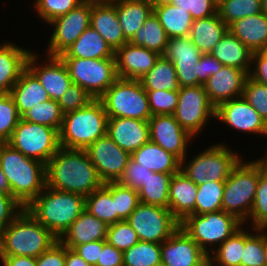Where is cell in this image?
Returning <instances> with one entry per match:
<instances>
[{"label": "cell", "mask_w": 267, "mask_h": 266, "mask_svg": "<svg viewBox=\"0 0 267 266\" xmlns=\"http://www.w3.org/2000/svg\"><path fill=\"white\" fill-rule=\"evenodd\" d=\"M103 184L85 149L60 147L46 164V186L52 189L86 197Z\"/></svg>", "instance_id": "6da1fadb"}, {"label": "cell", "mask_w": 267, "mask_h": 266, "mask_svg": "<svg viewBox=\"0 0 267 266\" xmlns=\"http://www.w3.org/2000/svg\"><path fill=\"white\" fill-rule=\"evenodd\" d=\"M0 168L10 194L26 208L46 187V165L24 156L7 142H0Z\"/></svg>", "instance_id": "7a4b0ae2"}, {"label": "cell", "mask_w": 267, "mask_h": 266, "mask_svg": "<svg viewBox=\"0 0 267 266\" xmlns=\"http://www.w3.org/2000/svg\"><path fill=\"white\" fill-rule=\"evenodd\" d=\"M25 209L60 239L85 210V197L46 186Z\"/></svg>", "instance_id": "3957f363"}, {"label": "cell", "mask_w": 267, "mask_h": 266, "mask_svg": "<svg viewBox=\"0 0 267 266\" xmlns=\"http://www.w3.org/2000/svg\"><path fill=\"white\" fill-rule=\"evenodd\" d=\"M58 240L24 208L0 235V256L37 258Z\"/></svg>", "instance_id": "277c9868"}, {"label": "cell", "mask_w": 267, "mask_h": 266, "mask_svg": "<svg viewBox=\"0 0 267 266\" xmlns=\"http://www.w3.org/2000/svg\"><path fill=\"white\" fill-rule=\"evenodd\" d=\"M108 116L100 99L63 115L59 131L60 147L86 149L98 138L107 135Z\"/></svg>", "instance_id": "5b68a950"}, {"label": "cell", "mask_w": 267, "mask_h": 266, "mask_svg": "<svg viewBox=\"0 0 267 266\" xmlns=\"http://www.w3.org/2000/svg\"><path fill=\"white\" fill-rule=\"evenodd\" d=\"M260 178V162L257 160L238 164L225 180L222 210L234 215L244 224L254 204Z\"/></svg>", "instance_id": "8992f818"}, {"label": "cell", "mask_w": 267, "mask_h": 266, "mask_svg": "<svg viewBox=\"0 0 267 266\" xmlns=\"http://www.w3.org/2000/svg\"><path fill=\"white\" fill-rule=\"evenodd\" d=\"M99 99L108 117L148 121L152 116L146 90L139 80L117 78Z\"/></svg>", "instance_id": "52a82bcc"}, {"label": "cell", "mask_w": 267, "mask_h": 266, "mask_svg": "<svg viewBox=\"0 0 267 266\" xmlns=\"http://www.w3.org/2000/svg\"><path fill=\"white\" fill-rule=\"evenodd\" d=\"M242 224L234 215L221 210L205 214H190L180 226L210 256L207 244H222L240 229Z\"/></svg>", "instance_id": "ba28073f"}, {"label": "cell", "mask_w": 267, "mask_h": 266, "mask_svg": "<svg viewBox=\"0 0 267 266\" xmlns=\"http://www.w3.org/2000/svg\"><path fill=\"white\" fill-rule=\"evenodd\" d=\"M7 143L46 165L60 148L59 131L21 118Z\"/></svg>", "instance_id": "9c48e42d"}, {"label": "cell", "mask_w": 267, "mask_h": 266, "mask_svg": "<svg viewBox=\"0 0 267 266\" xmlns=\"http://www.w3.org/2000/svg\"><path fill=\"white\" fill-rule=\"evenodd\" d=\"M72 83L81 86L92 98L99 99L116 81L115 58H61Z\"/></svg>", "instance_id": "30bf717a"}, {"label": "cell", "mask_w": 267, "mask_h": 266, "mask_svg": "<svg viewBox=\"0 0 267 266\" xmlns=\"http://www.w3.org/2000/svg\"><path fill=\"white\" fill-rule=\"evenodd\" d=\"M223 144L209 147L196 156L182 171L196 185L210 181H225L241 158Z\"/></svg>", "instance_id": "8fae6325"}, {"label": "cell", "mask_w": 267, "mask_h": 266, "mask_svg": "<svg viewBox=\"0 0 267 266\" xmlns=\"http://www.w3.org/2000/svg\"><path fill=\"white\" fill-rule=\"evenodd\" d=\"M143 242L161 244L181 225L169 208L158 205L139 203L127 219Z\"/></svg>", "instance_id": "7c38bea8"}, {"label": "cell", "mask_w": 267, "mask_h": 266, "mask_svg": "<svg viewBox=\"0 0 267 266\" xmlns=\"http://www.w3.org/2000/svg\"><path fill=\"white\" fill-rule=\"evenodd\" d=\"M215 106L210 102L203 85L180 87L175 119L191 136L198 134L208 118H215Z\"/></svg>", "instance_id": "4fadbf2b"}, {"label": "cell", "mask_w": 267, "mask_h": 266, "mask_svg": "<svg viewBox=\"0 0 267 266\" xmlns=\"http://www.w3.org/2000/svg\"><path fill=\"white\" fill-rule=\"evenodd\" d=\"M91 0H84L67 14L61 15L48 24L55 30L49 40L47 56H60L90 26Z\"/></svg>", "instance_id": "5bb4252c"}, {"label": "cell", "mask_w": 267, "mask_h": 266, "mask_svg": "<svg viewBox=\"0 0 267 266\" xmlns=\"http://www.w3.org/2000/svg\"><path fill=\"white\" fill-rule=\"evenodd\" d=\"M85 151L103 183L118 182L131 154L121 149L108 135L98 138Z\"/></svg>", "instance_id": "9a60e30c"}, {"label": "cell", "mask_w": 267, "mask_h": 266, "mask_svg": "<svg viewBox=\"0 0 267 266\" xmlns=\"http://www.w3.org/2000/svg\"><path fill=\"white\" fill-rule=\"evenodd\" d=\"M148 124L150 141L175 155L183 165L188 142L193 136L182 128L174 115H153L149 118Z\"/></svg>", "instance_id": "2e32d148"}, {"label": "cell", "mask_w": 267, "mask_h": 266, "mask_svg": "<svg viewBox=\"0 0 267 266\" xmlns=\"http://www.w3.org/2000/svg\"><path fill=\"white\" fill-rule=\"evenodd\" d=\"M202 53L189 38H169L164 57L175 66L180 87L198 86L199 59Z\"/></svg>", "instance_id": "e0dca14e"}, {"label": "cell", "mask_w": 267, "mask_h": 266, "mask_svg": "<svg viewBox=\"0 0 267 266\" xmlns=\"http://www.w3.org/2000/svg\"><path fill=\"white\" fill-rule=\"evenodd\" d=\"M215 118L227 123L238 131L264 134L267 136V123L243 96L225 101L215 109Z\"/></svg>", "instance_id": "ac0fdd59"}, {"label": "cell", "mask_w": 267, "mask_h": 266, "mask_svg": "<svg viewBox=\"0 0 267 266\" xmlns=\"http://www.w3.org/2000/svg\"><path fill=\"white\" fill-rule=\"evenodd\" d=\"M207 257L181 226L161 243L162 266H198Z\"/></svg>", "instance_id": "d6986e66"}, {"label": "cell", "mask_w": 267, "mask_h": 266, "mask_svg": "<svg viewBox=\"0 0 267 266\" xmlns=\"http://www.w3.org/2000/svg\"><path fill=\"white\" fill-rule=\"evenodd\" d=\"M32 53L31 51L28 56L26 68L38 79L49 98L58 101L72 84L65 63L59 56H47L50 63L42 67L36 66L37 55Z\"/></svg>", "instance_id": "ffe728a7"}, {"label": "cell", "mask_w": 267, "mask_h": 266, "mask_svg": "<svg viewBox=\"0 0 267 266\" xmlns=\"http://www.w3.org/2000/svg\"><path fill=\"white\" fill-rule=\"evenodd\" d=\"M161 55L127 42L115 50L118 78L139 80L155 65Z\"/></svg>", "instance_id": "44dd1931"}, {"label": "cell", "mask_w": 267, "mask_h": 266, "mask_svg": "<svg viewBox=\"0 0 267 266\" xmlns=\"http://www.w3.org/2000/svg\"><path fill=\"white\" fill-rule=\"evenodd\" d=\"M248 76L241 69L223 66L217 73L208 78L203 87L210 102L216 108L225 101L241 97Z\"/></svg>", "instance_id": "7402d4cb"}, {"label": "cell", "mask_w": 267, "mask_h": 266, "mask_svg": "<svg viewBox=\"0 0 267 266\" xmlns=\"http://www.w3.org/2000/svg\"><path fill=\"white\" fill-rule=\"evenodd\" d=\"M107 135L130 154L150 141L148 121L108 117Z\"/></svg>", "instance_id": "603a6c76"}, {"label": "cell", "mask_w": 267, "mask_h": 266, "mask_svg": "<svg viewBox=\"0 0 267 266\" xmlns=\"http://www.w3.org/2000/svg\"><path fill=\"white\" fill-rule=\"evenodd\" d=\"M90 26L104 38L114 51L129 42L124 37L117 17L116 0H91Z\"/></svg>", "instance_id": "cb8c5ba5"}, {"label": "cell", "mask_w": 267, "mask_h": 266, "mask_svg": "<svg viewBox=\"0 0 267 266\" xmlns=\"http://www.w3.org/2000/svg\"><path fill=\"white\" fill-rule=\"evenodd\" d=\"M197 185L182 171L173 174L169 184L168 208L182 222L195 209Z\"/></svg>", "instance_id": "d4e9b609"}, {"label": "cell", "mask_w": 267, "mask_h": 266, "mask_svg": "<svg viewBox=\"0 0 267 266\" xmlns=\"http://www.w3.org/2000/svg\"><path fill=\"white\" fill-rule=\"evenodd\" d=\"M108 225L84 210L59 239L67 248L92 241L106 240Z\"/></svg>", "instance_id": "484cf974"}, {"label": "cell", "mask_w": 267, "mask_h": 266, "mask_svg": "<svg viewBox=\"0 0 267 266\" xmlns=\"http://www.w3.org/2000/svg\"><path fill=\"white\" fill-rule=\"evenodd\" d=\"M30 53L29 50L10 42L0 45V94L11 92L21 73L26 69Z\"/></svg>", "instance_id": "4316f807"}, {"label": "cell", "mask_w": 267, "mask_h": 266, "mask_svg": "<svg viewBox=\"0 0 267 266\" xmlns=\"http://www.w3.org/2000/svg\"><path fill=\"white\" fill-rule=\"evenodd\" d=\"M228 30L252 52L267 46V16L263 12L234 21Z\"/></svg>", "instance_id": "83f0119b"}, {"label": "cell", "mask_w": 267, "mask_h": 266, "mask_svg": "<svg viewBox=\"0 0 267 266\" xmlns=\"http://www.w3.org/2000/svg\"><path fill=\"white\" fill-rule=\"evenodd\" d=\"M211 54L224 66H230L250 73L253 52L229 30L214 46Z\"/></svg>", "instance_id": "f1b7e54d"}, {"label": "cell", "mask_w": 267, "mask_h": 266, "mask_svg": "<svg viewBox=\"0 0 267 266\" xmlns=\"http://www.w3.org/2000/svg\"><path fill=\"white\" fill-rule=\"evenodd\" d=\"M115 51L104 38L89 26L60 58L103 59L115 58Z\"/></svg>", "instance_id": "f546056e"}, {"label": "cell", "mask_w": 267, "mask_h": 266, "mask_svg": "<svg viewBox=\"0 0 267 266\" xmlns=\"http://www.w3.org/2000/svg\"><path fill=\"white\" fill-rule=\"evenodd\" d=\"M131 158L152 172L175 174L180 171L181 161L161 146L151 141L131 153Z\"/></svg>", "instance_id": "4dcf8cb0"}, {"label": "cell", "mask_w": 267, "mask_h": 266, "mask_svg": "<svg viewBox=\"0 0 267 266\" xmlns=\"http://www.w3.org/2000/svg\"><path fill=\"white\" fill-rule=\"evenodd\" d=\"M10 94L21 117L36 104L50 99L38 79L27 68L21 73Z\"/></svg>", "instance_id": "1f68e13d"}, {"label": "cell", "mask_w": 267, "mask_h": 266, "mask_svg": "<svg viewBox=\"0 0 267 266\" xmlns=\"http://www.w3.org/2000/svg\"><path fill=\"white\" fill-rule=\"evenodd\" d=\"M227 31L228 26L216 13L208 18L193 20L189 38L202 54L211 53Z\"/></svg>", "instance_id": "d6a6232c"}, {"label": "cell", "mask_w": 267, "mask_h": 266, "mask_svg": "<svg viewBox=\"0 0 267 266\" xmlns=\"http://www.w3.org/2000/svg\"><path fill=\"white\" fill-rule=\"evenodd\" d=\"M117 17L124 37L130 41L153 12L149 0H116Z\"/></svg>", "instance_id": "836d02e7"}, {"label": "cell", "mask_w": 267, "mask_h": 266, "mask_svg": "<svg viewBox=\"0 0 267 266\" xmlns=\"http://www.w3.org/2000/svg\"><path fill=\"white\" fill-rule=\"evenodd\" d=\"M153 12L169 38L189 36L193 23L189 12L172 4L154 6Z\"/></svg>", "instance_id": "e575fe53"}, {"label": "cell", "mask_w": 267, "mask_h": 266, "mask_svg": "<svg viewBox=\"0 0 267 266\" xmlns=\"http://www.w3.org/2000/svg\"><path fill=\"white\" fill-rule=\"evenodd\" d=\"M168 40L169 37L167 36L166 31L160 24L158 17L152 12L143 26L139 28L129 42L133 45L147 48L148 50L163 56Z\"/></svg>", "instance_id": "d590c367"}, {"label": "cell", "mask_w": 267, "mask_h": 266, "mask_svg": "<svg viewBox=\"0 0 267 266\" xmlns=\"http://www.w3.org/2000/svg\"><path fill=\"white\" fill-rule=\"evenodd\" d=\"M85 210L108 226L117 222V212L112 200V182L104 183L85 197Z\"/></svg>", "instance_id": "8d00e7d4"}, {"label": "cell", "mask_w": 267, "mask_h": 266, "mask_svg": "<svg viewBox=\"0 0 267 266\" xmlns=\"http://www.w3.org/2000/svg\"><path fill=\"white\" fill-rule=\"evenodd\" d=\"M145 90H179L175 66L164 56H160L155 65L139 79Z\"/></svg>", "instance_id": "74e56055"}, {"label": "cell", "mask_w": 267, "mask_h": 266, "mask_svg": "<svg viewBox=\"0 0 267 266\" xmlns=\"http://www.w3.org/2000/svg\"><path fill=\"white\" fill-rule=\"evenodd\" d=\"M172 176L160 172L150 173L138 190L140 202L168 208L169 184Z\"/></svg>", "instance_id": "f35d334b"}, {"label": "cell", "mask_w": 267, "mask_h": 266, "mask_svg": "<svg viewBox=\"0 0 267 266\" xmlns=\"http://www.w3.org/2000/svg\"><path fill=\"white\" fill-rule=\"evenodd\" d=\"M225 181H210L197 185L195 209L191 214H205L222 210Z\"/></svg>", "instance_id": "ab89813d"}, {"label": "cell", "mask_w": 267, "mask_h": 266, "mask_svg": "<svg viewBox=\"0 0 267 266\" xmlns=\"http://www.w3.org/2000/svg\"><path fill=\"white\" fill-rule=\"evenodd\" d=\"M123 266H161V244L138 241L123 252Z\"/></svg>", "instance_id": "60d3db41"}, {"label": "cell", "mask_w": 267, "mask_h": 266, "mask_svg": "<svg viewBox=\"0 0 267 266\" xmlns=\"http://www.w3.org/2000/svg\"><path fill=\"white\" fill-rule=\"evenodd\" d=\"M261 12V0H220L217 5V13L227 26L238 19Z\"/></svg>", "instance_id": "b9f144b4"}, {"label": "cell", "mask_w": 267, "mask_h": 266, "mask_svg": "<svg viewBox=\"0 0 267 266\" xmlns=\"http://www.w3.org/2000/svg\"><path fill=\"white\" fill-rule=\"evenodd\" d=\"M63 115L58 101L49 99L33 106L22 116V119L32 123L49 126L60 131Z\"/></svg>", "instance_id": "7bdbcfd3"}, {"label": "cell", "mask_w": 267, "mask_h": 266, "mask_svg": "<svg viewBox=\"0 0 267 266\" xmlns=\"http://www.w3.org/2000/svg\"><path fill=\"white\" fill-rule=\"evenodd\" d=\"M260 162V178L256 189L254 204L249 214L253 229H267V155L258 159Z\"/></svg>", "instance_id": "ee69618b"}, {"label": "cell", "mask_w": 267, "mask_h": 266, "mask_svg": "<svg viewBox=\"0 0 267 266\" xmlns=\"http://www.w3.org/2000/svg\"><path fill=\"white\" fill-rule=\"evenodd\" d=\"M244 250V230L238 229L230 238L219 245L217 250L211 249L214 256H210L219 266H240Z\"/></svg>", "instance_id": "f6af8a7d"}, {"label": "cell", "mask_w": 267, "mask_h": 266, "mask_svg": "<svg viewBox=\"0 0 267 266\" xmlns=\"http://www.w3.org/2000/svg\"><path fill=\"white\" fill-rule=\"evenodd\" d=\"M256 232L257 234L252 235L244 230V250L240 266H266L265 229H257Z\"/></svg>", "instance_id": "bcb514c9"}, {"label": "cell", "mask_w": 267, "mask_h": 266, "mask_svg": "<svg viewBox=\"0 0 267 266\" xmlns=\"http://www.w3.org/2000/svg\"><path fill=\"white\" fill-rule=\"evenodd\" d=\"M112 200L117 212V222L127 220L140 203L138 191L123 186L120 182H112Z\"/></svg>", "instance_id": "7dc6e473"}, {"label": "cell", "mask_w": 267, "mask_h": 266, "mask_svg": "<svg viewBox=\"0 0 267 266\" xmlns=\"http://www.w3.org/2000/svg\"><path fill=\"white\" fill-rule=\"evenodd\" d=\"M21 118L12 95L0 94V142L10 139Z\"/></svg>", "instance_id": "c3c4849f"}, {"label": "cell", "mask_w": 267, "mask_h": 266, "mask_svg": "<svg viewBox=\"0 0 267 266\" xmlns=\"http://www.w3.org/2000/svg\"><path fill=\"white\" fill-rule=\"evenodd\" d=\"M139 240L136 231L127 220L116 222L108 227L106 242L122 252L130 249Z\"/></svg>", "instance_id": "681fc988"}, {"label": "cell", "mask_w": 267, "mask_h": 266, "mask_svg": "<svg viewBox=\"0 0 267 266\" xmlns=\"http://www.w3.org/2000/svg\"><path fill=\"white\" fill-rule=\"evenodd\" d=\"M153 115H173L178 104V90H146Z\"/></svg>", "instance_id": "f907efd6"}, {"label": "cell", "mask_w": 267, "mask_h": 266, "mask_svg": "<svg viewBox=\"0 0 267 266\" xmlns=\"http://www.w3.org/2000/svg\"><path fill=\"white\" fill-rule=\"evenodd\" d=\"M242 96L267 123V85L258 83L248 76Z\"/></svg>", "instance_id": "816d5d0a"}, {"label": "cell", "mask_w": 267, "mask_h": 266, "mask_svg": "<svg viewBox=\"0 0 267 266\" xmlns=\"http://www.w3.org/2000/svg\"><path fill=\"white\" fill-rule=\"evenodd\" d=\"M84 0H36V11L46 23L53 19L67 14L70 10L77 7Z\"/></svg>", "instance_id": "f5cc1de1"}, {"label": "cell", "mask_w": 267, "mask_h": 266, "mask_svg": "<svg viewBox=\"0 0 267 266\" xmlns=\"http://www.w3.org/2000/svg\"><path fill=\"white\" fill-rule=\"evenodd\" d=\"M93 99L81 86L72 83L58 100V104L63 114H66L85 107Z\"/></svg>", "instance_id": "db71d44e"}, {"label": "cell", "mask_w": 267, "mask_h": 266, "mask_svg": "<svg viewBox=\"0 0 267 266\" xmlns=\"http://www.w3.org/2000/svg\"><path fill=\"white\" fill-rule=\"evenodd\" d=\"M172 5L191 14L193 20L204 19L217 13L216 0H173Z\"/></svg>", "instance_id": "11a10c76"}, {"label": "cell", "mask_w": 267, "mask_h": 266, "mask_svg": "<svg viewBox=\"0 0 267 266\" xmlns=\"http://www.w3.org/2000/svg\"><path fill=\"white\" fill-rule=\"evenodd\" d=\"M150 173H152V171L144 168L130 157L124 173L118 182L123 186L131 187L138 191L142 187L143 182L149 177Z\"/></svg>", "instance_id": "9f6ffc18"}, {"label": "cell", "mask_w": 267, "mask_h": 266, "mask_svg": "<svg viewBox=\"0 0 267 266\" xmlns=\"http://www.w3.org/2000/svg\"><path fill=\"white\" fill-rule=\"evenodd\" d=\"M23 209L10 193H0V235Z\"/></svg>", "instance_id": "6f0895ef"}, {"label": "cell", "mask_w": 267, "mask_h": 266, "mask_svg": "<svg viewBox=\"0 0 267 266\" xmlns=\"http://www.w3.org/2000/svg\"><path fill=\"white\" fill-rule=\"evenodd\" d=\"M37 266H65V245L58 240L36 258Z\"/></svg>", "instance_id": "680465c9"}, {"label": "cell", "mask_w": 267, "mask_h": 266, "mask_svg": "<svg viewBox=\"0 0 267 266\" xmlns=\"http://www.w3.org/2000/svg\"><path fill=\"white\" fill-rule=\"evenodd\" d=\"M223 66L211 53H203L199 59L198 85H203L211 75L217 73Z\"/></svg>", "instance_id": "91938a15"}, {"label": "cell", "mask_w": 267, "mask_h": 266, "mask_svg": "<svg viewBox=\"0 0 267 266\" xmlns=\"http://www.w3.org/2000/svg\"><path fill=\"white\" fill-rule=\"evenodd\" d=\"M95 266H123V252L102 240V250Z\"/></svg>", "instance_id": "94428289"}, {"label": "cell", "mask_w": 267, "mask_h": 266, "mask_svg": "<svg viewBox=\"0 0 267 266\" xmlns=\"http://www.w3.org/2000/svg\"><path fill=\"white\" fill-rule=\"evenodd\" d=\"M72 250L87 263L95 266L102 250V240L76 245Z\"/></svg>", "instance_id": "6125c7cd"}, {"label": "cell", "mask_w": 267, "mask_h": 266, "mask_svg": "<svg viewBox=\"0 0 267 266\" xmlns=\"http://www.w3.org/2000/svg\"><path fill=\"white\" fill-rule=\"evenodd\" d=\"M255 69L249 73V77L258 83L267 85V56L262 52H253L252 64Z\"/></svg>", "instance_id": "be15d7a7"}, {"label": "cell", "mask_w": 267, "mask_h": 266, "mask_svg": "<svg viewBox=\"0 0 267 266\" xmlns=\"http://www.w3.org/2000/svg\"><path fill=\"white\" fill-rule=\"evenodd\" d=\"M3 266H37L36 258L30 256H0Z\"/></svg>", "instance_id": "e7e4bbea"}, {"label": "cell", "mask_w": 267, "mask_h": 266, "mask_svg": "<svg viewBox=\"0 0 267 266\" xmlns=\"http://www.w3.org/2000/svg\"><path fill=\"white\" fill-rule=\"evenodd\" d=\"M65 266H93L87 263L75 251L65 246Z\"/></svg>", "instance_id": "03108f58"}, {"label": "cell", "mask_w": 267, "mask_h": 266, "mask_svg": "<svg viewBox=\"0 0 267 266\" xmlns=\"http://www.w3.org/2000/svg\"><path fill=\"white\" fill-rule=\"evenodd\" d=\"M0 193H10L9 184L1 168H0Z\"/></svg>", "instance_id": "003e7915"}, {"label": "cell", "mask_w": 267, "mask_h": 266, "mask_svg": "<svg viewBox=\"0 0 267 266\" xmlns=\"http://www.w3.org/2000/svg\"><path fill=\"white\" fill-rule=\"evenodd\" d=\"M149 2L152 4V6H160L164 4H171L173 0H149Z\"/></svg>", "instance_id": "a7ac6f4b"}, {"label": "cell", "mask_w": 267, "mask_h": 266, "mask_svg": "<svg viewBox=\"0 0 267 266\" xmlns=\"http://www.w3.org/2000/svg\"><path fill=\"white\" fill-rule=\"evenodd\" d=\"M210 256H208L202 263H200L198 266H215Z\"/></svg>", "instance_id": "89a4df30"}, {"label": "cell", "mask_w": 267, "mask_h": 266, "mask_svg": "<svg viewBox=\"0 0 267 266\" xmlns=\"http://www.w3.org/2000/svg\"><path fill=\"white\" fill-rule=\"evenodd\" d=\"M262 1V12L267 16V0Z\"/></svg>", "instance_id": "2644e50d"}, {"label": "cell", "mask_w": 267, "mask_h": 266, "mask_svg": "<svg viewBox=\"0 0 267 266\" xmlns=\"http://www.w3.org/2000/svg\"><path fill=\"white\" fill-rule=\"evenodd\" d=\"M265 255H266V266H267V233L265 229Z\"/></svg>", "instance_id": "8c879c8a"}, {"label": "cell", "mask_w": 267, "mask_h": 266, "mask_svg": "<svg viewBox=\"0 0 267 266\" xmlns=\"http://www.w3.org/2000/svg\"><path fill=\"white\" fill-rule=\"evenodd\" d=\"M262 52L267 56V46L262 50Z\"/></svg>", "instance_id": "753ad0ef"}, {"label": "cell", "mask_w": 267, "mask_h": 266, "mask_svg": "<svg viewBox=\"0 0 267 266\" xmlns=\"http://www.w3.org/2000/svg\"><path fill=\"white\" fill-rule=\"evenodd\" d=\"M98 1H114V0H98Z\"/></svg>", "instance_id": "34e18365"}]
</instances>
